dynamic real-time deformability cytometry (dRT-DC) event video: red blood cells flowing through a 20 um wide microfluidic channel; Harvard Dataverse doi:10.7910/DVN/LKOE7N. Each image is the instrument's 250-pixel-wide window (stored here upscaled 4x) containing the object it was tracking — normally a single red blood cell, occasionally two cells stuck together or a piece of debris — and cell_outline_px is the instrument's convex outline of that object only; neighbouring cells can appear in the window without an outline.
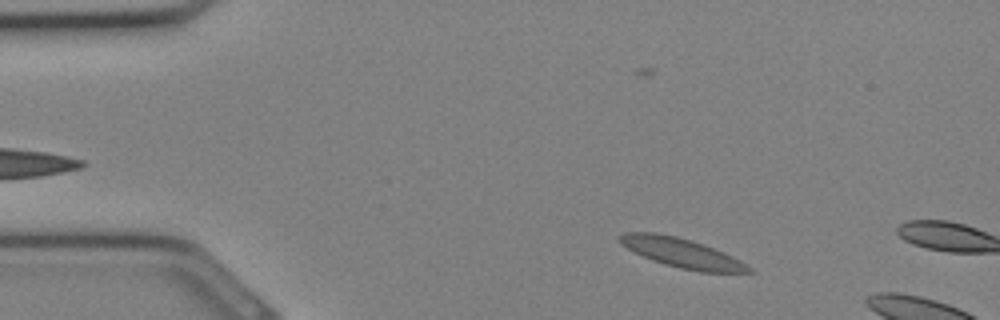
{"species": "Egyptian fruit bat (a non-hibernating species)", "species_latin": "Rousettus aegyptiacus", "temperature_condition": "cold", "stored_images_in_passage": 3, "camera_frame_rate_fps": 3000, "um_per_image_px": 0.085, "animal": {"sex": "female"}, "frame": {"image": 1, "passage_image": 1, "time_ms": 0.0, "image_size_px": [1000, 320], "cell_outline_px": [[756, 272], [700, 272], [680, 268], [664, 264], [652, 260], [620, 244], [616, 240], [616, 236], [624, 232], [656, 232], [676, 236], [692, 240], [724, 252], [740, 260], [752, 268]], "centroid_in_image_um": [57.92, 21.48], "position_along_channel_um": 27.1, "area_um2": 22.14}}